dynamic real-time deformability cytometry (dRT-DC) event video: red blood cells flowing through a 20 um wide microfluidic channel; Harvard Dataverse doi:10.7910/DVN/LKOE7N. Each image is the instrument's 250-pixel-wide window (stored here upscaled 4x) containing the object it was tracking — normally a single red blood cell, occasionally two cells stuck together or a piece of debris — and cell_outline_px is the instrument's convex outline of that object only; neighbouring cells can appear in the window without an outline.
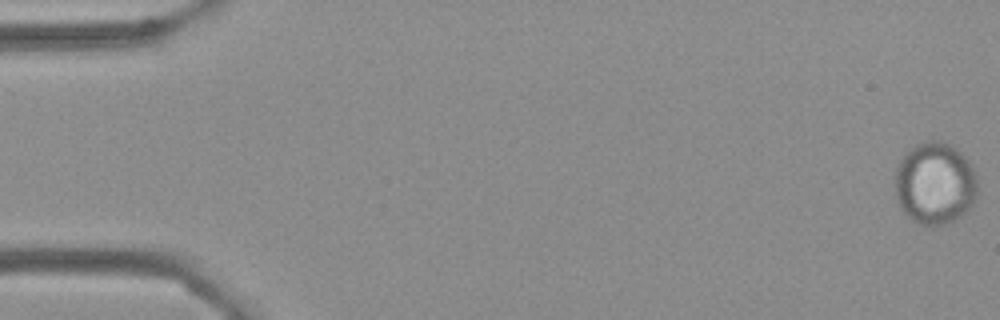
{"species": "Egyptian fruit bat (a non-hibernating species)", "species_latin": "Rousettus aegyptiacus", "temperature_condition": "cold", "stored_images_in_passage": 56, "camera_frame_rate_fps": 3000, "um_per_image_px": 0.085, "frame": {"image": 1, "passage_image": 1, "time_ms": 0.0, "image_size_px": [1000, 320], "cell_outline_px": [[976, 196], [972, 204], [960, 216], [948, 224], [920, 224], [912, 220], [900, 208], [892, 184], [892, 180], [896, 168], [900, 160], [916, 144], [928, 140], [940, 140], [956, 148], [968, 160], [976, 176]], "centroid_in_image_um": [79.42, 15.58], "position_along_channel_um": 5.6, "area_um2": 39.59}}
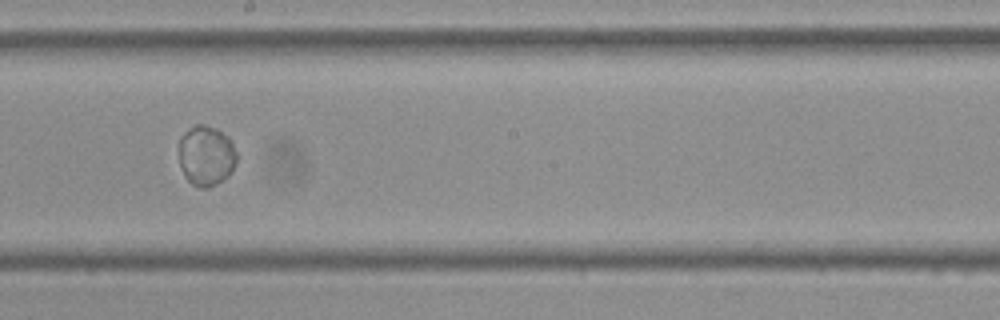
{"frame": {"image": 2, "passage_image": 32, "time_ms": 10.333, "image_size_px": [1000, 320], "cell_outline_px": [[236, 160], [228, 176], [216, 184], [208, 188], [200, 188], [192, 184], [184, 176], [180, 164], [180, 136], [184, 132], [196, 124], [204, 124], [216, 128], [228, 136], [236, 152]], "centroid_in_image_um": [17.51, 13.22], "position_along_channel_um": 230.7, "area_um2": 20.17}}
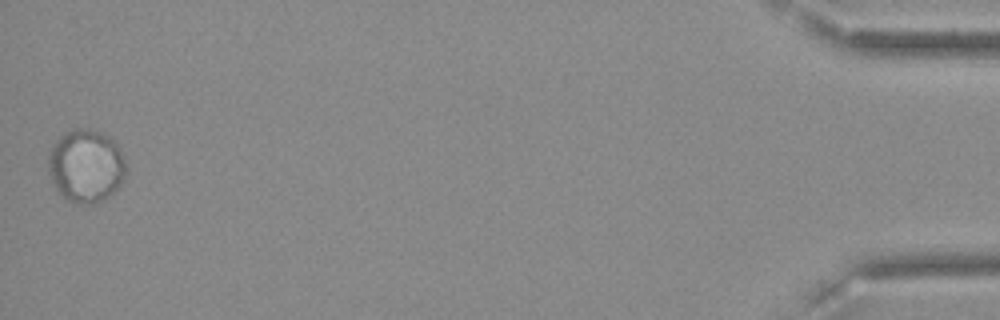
{"frame": {"image": 3, "passage_image": 56, "time_ms": 18.333, "image_size_px": [1000, 320], "cell_outline_px": [[128, 172], [124, 180], [104, 200], [96, 204], [76, 204], [68, 200], [56, 188], [48, 172], [48, 156], [56, 140], [64, 132], [72, 128], [92, 128], [116, 140], [124, 156], [128, 168]], "centroid_in_image_um": [7.35, 14.08], "position_along_channel_um": 427.9, "area_um2": 33.7}}